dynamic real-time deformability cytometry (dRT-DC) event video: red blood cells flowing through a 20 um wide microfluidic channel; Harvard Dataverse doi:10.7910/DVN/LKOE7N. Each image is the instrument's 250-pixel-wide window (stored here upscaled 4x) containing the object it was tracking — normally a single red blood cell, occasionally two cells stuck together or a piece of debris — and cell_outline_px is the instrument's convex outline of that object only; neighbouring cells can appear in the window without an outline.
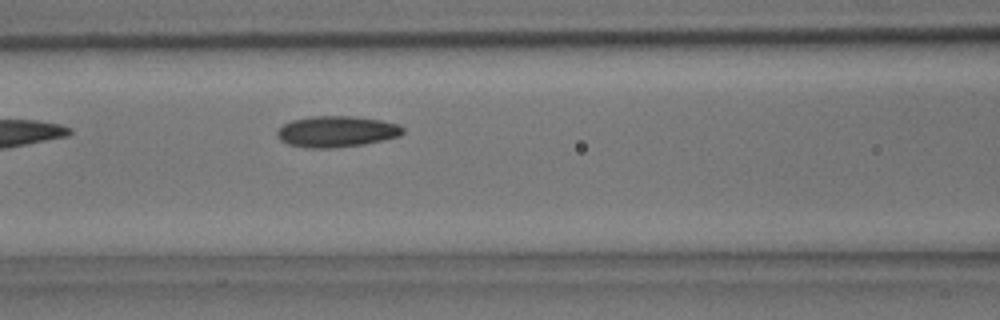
{"species": "common noctule bat (a hibernating species)", "species_latin": "Nyctalus noctula", "temperature_condition": "room temperature", "stored_images_in_passage": 5, "camera_frame_rate_fps": 3000, "um_per_image_px": 0.085, "animal": {"sex": "male", "body_mass_g": 15.6}, "frame": {"image": 1, "passage_image": 5, "time_ms": 1.333, "image_size_px": [1000, 320], "cell_outline_px": [[404, 132], [400, 136], [384, 140], [364, 144], [332, 148], [308, 148], [288, 144], [280, 140], [276, 136], [276, 132], [284, 124], [292, 120], [312, 116], [352, 116], [380, 120], [400, 124], [404, 128]], "centroid_in_image_um": [28.62, 11.18], "position_along_channel_um": 138.0, "area_um2": 22.89}}